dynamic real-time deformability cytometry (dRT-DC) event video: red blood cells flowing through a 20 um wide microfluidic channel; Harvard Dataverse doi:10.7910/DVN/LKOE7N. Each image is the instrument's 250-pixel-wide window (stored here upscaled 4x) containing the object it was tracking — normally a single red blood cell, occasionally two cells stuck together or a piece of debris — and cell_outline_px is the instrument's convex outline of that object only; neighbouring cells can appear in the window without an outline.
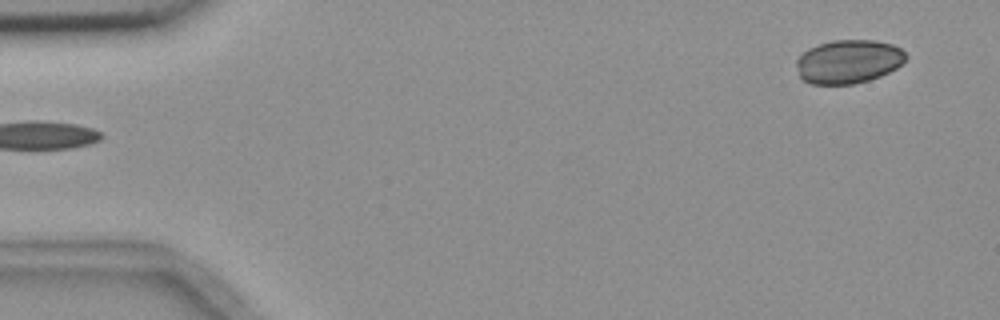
{"species": "common noctule bat (a hibernating species)", "species_latin": "Nyctalus noctula", "temperature_condition": "room temperature", "stored_images_in_passage": 5, "segment_of_instrument_passage": [2, 2], "camera_frame_rate_fps": 3000, "um_per_image_px": 0.085, "animal": {"sex": "female", "body_mass_g": 18.4}, "frame": {"image": 1, "passage_image": 5, "time_ms": 4.667, "image_size_px": [1000, 320], "cell_outline_px": [[908, 56], [896, 68], [880, 76], [868, 80], [852, 84], [812, 84], [804, 80], [800, 76], [796, 64], [796, 60], [808, 48], [832, 40], [872, 40], [892, 44], [900, 48]], "centroid_in_image_um": [72.11, 5.23], "position_along_channel_um": 12.9, "area_um2": 27.63}}